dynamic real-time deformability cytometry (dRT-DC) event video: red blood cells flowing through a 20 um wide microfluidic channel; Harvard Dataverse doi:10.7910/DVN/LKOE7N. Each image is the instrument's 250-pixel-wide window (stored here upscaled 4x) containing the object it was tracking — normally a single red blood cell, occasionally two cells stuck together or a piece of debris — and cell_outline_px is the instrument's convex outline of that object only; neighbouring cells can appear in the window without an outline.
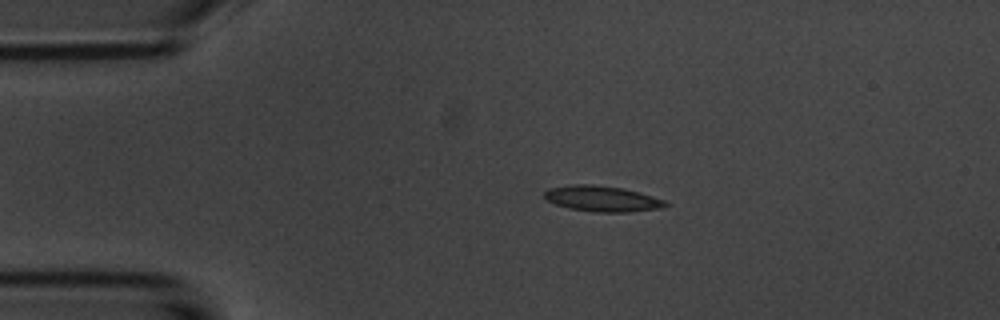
{"species": "common noctule bat (a hibernating species)", "species_latin": "Nyctalus noctula", "temperature_condition": "room temperature", "stored_images_in_passage": 44, "camera_frame_rate_fps": 3000, "um_per_image_px": 0.085, "animal": {"sex": "male", "body_mass_g": 20.1, "forearm_length_mm": 53.5}, "frame": {"image": 1, "passage_image": 1, "time_ms": 0.0, "image_size_px": [1000, 320], "cell_outline_px": [[668, 204], [664, 208], [632, 212], [596, 212], [568, 208], [556, 204], [548, 200], [544, 196], [544, 192], [548, 188], [572, 184], [592, 184], [624, 188], [652, 196], [664, 200]], "centroid_in_image_um": [51.19, 16.89], "position_along_channel_um": 33.8, "area_um2": 18.21}}
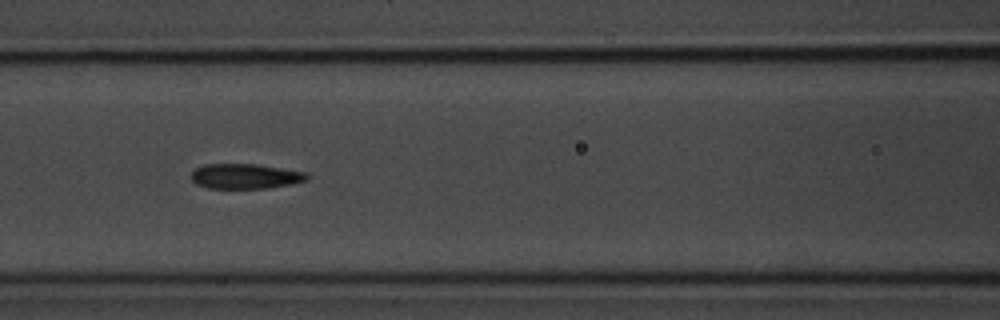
{"frame": {"image": 2, "passage_image": 13, "time_ms": 4.0, "image_size_px": [1000, 320], "cell_outline_px": [[308, 180], [292, 184], [268, 188], [208, 188], [196, 184], [188, 176], [196, 168], [204, 164], [256, 164], [308, 172]], "centroid_in_image_um": [20.85, 14.98], "position_along_channel_um": 145.8, "area_um2": 17.05}}
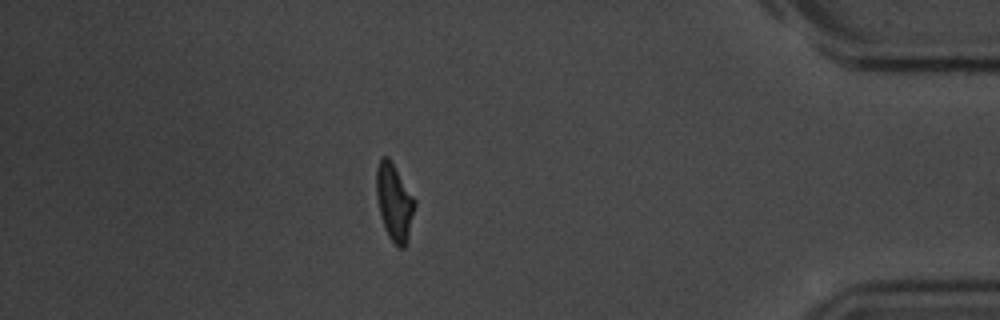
{"frame": {"image": 3, "passage_image": 37, "time_ms": 12.0, "image_size_px": [1000, 320], "cell_outline_px": [[416, 204], [408, 236], [404, 248], [396, 248], [388, 236], [384, 228], [376, 196], [376, 168], [380, 156], [388, 156], [416, 200]], "centroid_in_image_um": [33.5, 17.18], "position_along_channel_um": 401.7, "area_um2": 17.28}, "authors_computed_cell_mechanics": {"area_um2": 17.3689, "velocity_mm_per_s": 3.7278, "shape_relaxation_time_tau1_ms": 2.9967, "shape_relaxation_time_tau2_ms": 2.0717, "deformation_change_tau1": 0.1705, "deformation_change_tau2": 0.1}}